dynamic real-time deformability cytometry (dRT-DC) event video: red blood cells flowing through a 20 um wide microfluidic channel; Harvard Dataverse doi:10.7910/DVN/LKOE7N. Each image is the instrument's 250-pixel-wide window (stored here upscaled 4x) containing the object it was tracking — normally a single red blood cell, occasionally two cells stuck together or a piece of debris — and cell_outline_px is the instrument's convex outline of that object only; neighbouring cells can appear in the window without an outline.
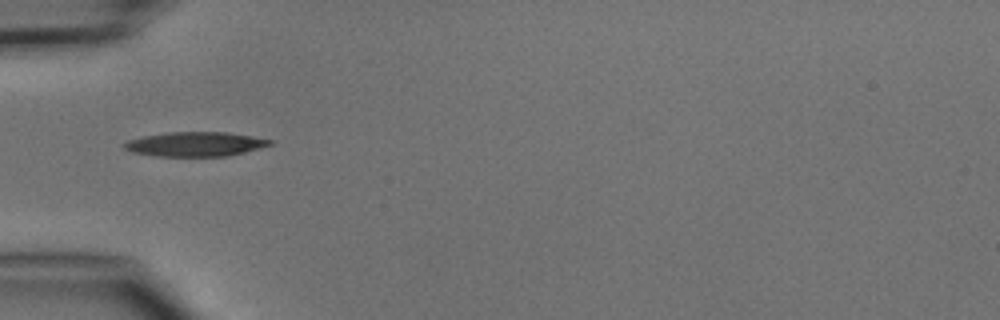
{"species": "common noctule bat (a hibernating species)", "species_latin": "Nyctalus noctula", "temperature_condition": "cold", "stored_images_in_passage": 2, "camera_frame_rate_fps": 3000, "um_per_image_px": 0.085, "animal": {"sex": "male", "body_mass_g": 15.6}, "frame": {"image": 1, "passage_image": 1, "time_ms": 0.0, "image_size_px": [1000, 320], "cell_outline_px": [[272, 144], [260, 148], [228, 156], [156, 156], [132, 152], [124, 148], [120, 144], [128, 140], [144, 136], [168, 132], [224, 132], [252, 136], [272, 140]], "centroid_in_image_um": [16.56, 12.25], "position_along_channel_um": 68.4, "area_um2": 20.69}}